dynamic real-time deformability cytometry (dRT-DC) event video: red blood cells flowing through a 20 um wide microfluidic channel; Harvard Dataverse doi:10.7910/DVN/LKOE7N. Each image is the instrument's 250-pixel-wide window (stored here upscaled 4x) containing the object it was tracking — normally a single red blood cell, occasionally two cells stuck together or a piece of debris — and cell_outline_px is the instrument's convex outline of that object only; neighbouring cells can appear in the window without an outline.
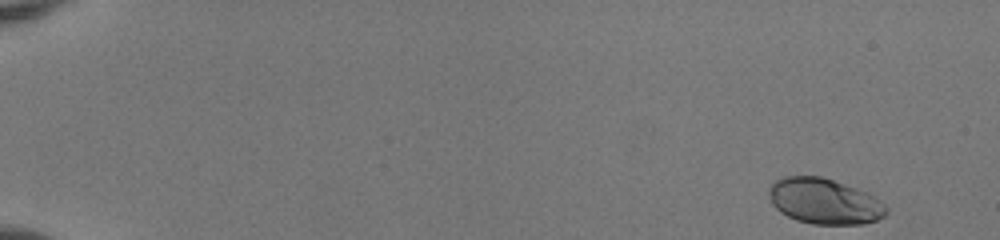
{"species": "human", "species_latin": "Homo sapiens", "temperature_condition": "room temperature", "stored_images_in_passage": 51, "camera_frame_rate_fps": 3000, "um_per_image_px": 0.085, "donor": {"sex": "female"}, "frame": {"image": 1, "passage_image": 1, "time_ms": 0.0, "image_size_px": [1000, 240], "cell_outline_px": [[888, 212], [884, 216], [876, 220], [864, 224], [812, 224], [796, 220], [780, 212], [772, 204], [768, 196], [768, 188], [776, 180], [784, 176], [820, 176], [868, 192], [884, 204], [888, 208]], "centroid_in_image_um": [70.06, 17.11], "position_along_channel_um": 14.9, "area_um2": 31.27}}
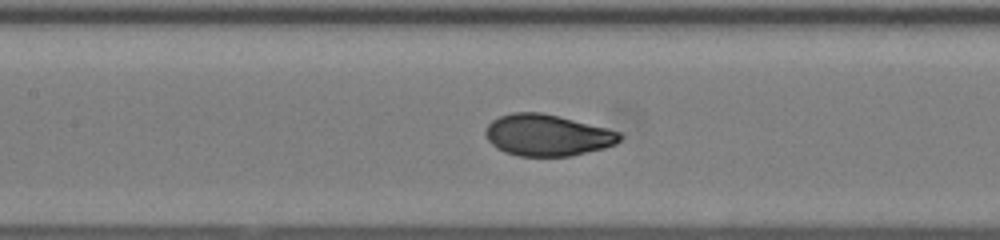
{"frame": {"image": 2, "passage_image": 25, "time_ms": 8.0, "image_size_px": [1000, 240], "cell_outline_px": [[624, 136], [616, 144], [604, 148], [572, 156], [520, 156], [504, 152], [496, 148], [484, 136], [484, 132], [488, 124], [492, 120], [500, 116], [512, 112], [540, 112], [560, 116], [608, 128], [620, 132]], "centroid_in_image_um": [46.53, 11.49], "position_along_channel_um": 160.9, "area_um2": 32.77}}
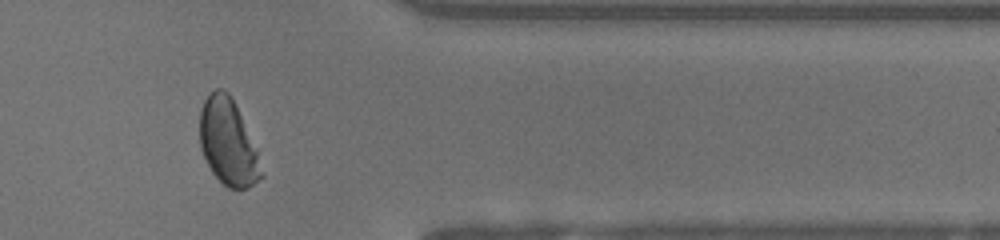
{"frame": {"image": 3, "passage_image": 43, "time_ms": 14.0, "image_size_px": [1000, 240], "cell_outline_px": [[264, 176], [248, 188], [228, 188], [212, 172], [200, 148], [200, 112], [204, 100], [216, 88], [224, 88], [228, 92], [240, 116], [256, 152], [264, 172]], "centroid_in_image_um": [19.36, 12.12], "position_along_channel_um": 392.0, "area_um2": 30.11}, "authors_computed_cell_mechanics": {"area_um2": 31.3276, "velocity_mm_per_s": 3.9897, "shape_relaxation_time_tau1_ms": 4.0587, "shape_relaxation_time_tau2_ms": null, "deformation_change_tau1": 0.1744, "deformation_change_tau2": null}}